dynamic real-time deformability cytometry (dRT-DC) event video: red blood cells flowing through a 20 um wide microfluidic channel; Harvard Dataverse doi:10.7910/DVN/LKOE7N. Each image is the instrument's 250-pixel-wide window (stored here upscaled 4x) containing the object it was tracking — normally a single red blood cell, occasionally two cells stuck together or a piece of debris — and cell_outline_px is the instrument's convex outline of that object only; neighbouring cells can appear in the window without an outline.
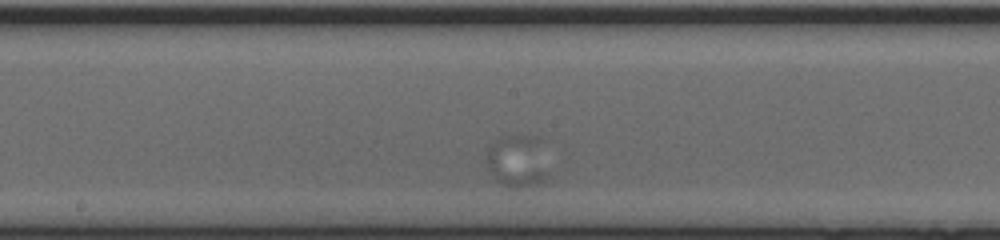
{"species": "human", "species_latin": "Homo sapiens", "temperature_condition": "cold", "stored_images_in_passage": 88, "segment_of_instrument_passage": [2, 2], "camera_frame_rate_fps": 3000, "um_per_image_px": 0.085, "donor": {"sex": "male"}, "frame": {"image": 1, "passage_image": 38, "time_ms": 12.333, "image_size_px": [1000, 240], "cell_outline_px": [[552, 176], [544, 180], [532, 184], [516, 188], [508, 188], [500, 184], [496, 180], [488, 168], [484, 160], [492, 144], [504, 136], [536, 136], [540, 140]], "centroid_in_image_um": [44.02, 13.72], "position_along_channel_um": 204.2, "area_um2": 19.19}}
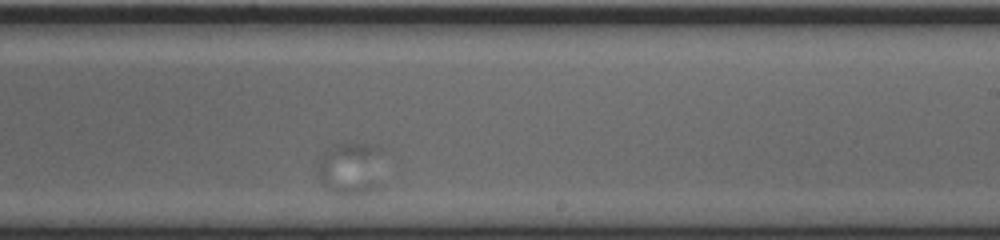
{"frame": {"image": 2, "passage_image": 63, "time_ms": 20.667, "image_size_px": [1000, 240], "cell_outline_px": [[380, 184], [376, 188], [368, 192], [352, 196], [340, 196], [332, 192], [320, 180], [316, 172], [320, 156], [324, 152], [348, 140], [368, 144], [380, 148]], "centroid_in_image_um": [29.78, 14.32], "position_along_channel_um": 259.2, "area_um2": 20.52}}